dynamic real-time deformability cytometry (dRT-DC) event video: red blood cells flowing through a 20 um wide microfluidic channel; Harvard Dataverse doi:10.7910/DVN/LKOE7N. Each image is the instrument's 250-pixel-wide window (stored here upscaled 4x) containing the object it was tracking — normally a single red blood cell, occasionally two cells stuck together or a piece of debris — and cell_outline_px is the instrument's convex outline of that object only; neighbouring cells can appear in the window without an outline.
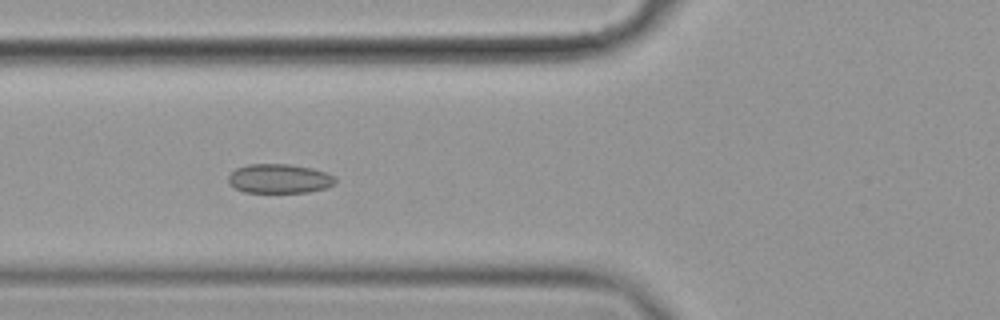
{"species": "common noctule bat (a hibernating species)", "species_latin": "Nyctalus noctula", "temperature_condition": "cold", "stored_images_in_passage": 5, "camera_frame_rate_fps": 3000, "um_per_image_px": 0.085, "animal": {"sex": "female", "body_mass_g": 19.9}, "frame": {"image": 1, "passage_image": 4, "time_ms": 1.0, "image_size_px": [1000, 320], "cell_outline_px": [[336, 180], [332, 184], [324, 188], [308, 192], [244, 192], [228, 184], [228, 176], [236, 168], [248, 164], [288, 164], [312, 168], [328, 172], [336, 176]], "centroid_in_image_um": [23.74, 15.17], "position_along_channel_um": 102.1, "area_um2": 18.26}}
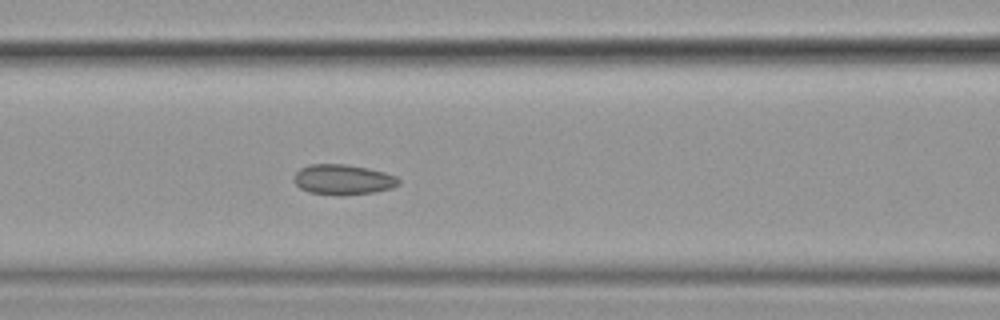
{"frame": {"image": 2, "passage_image": 5, "time_ms": 1.333, "image_size_px": [1000, 320], "cell_outline_px": [[400, 184], [392, 188], [372, 192], [344, 196], [308, 192], [300, 188], [296, 184], [292, 176], [300, 168], [312, 164], [344, 164], [368, 168], [384, 172], [396, 176], [400, 180]], "centroid_in_image_um": [29.15, 15.27], "position_along_channel_um": 137.5, "area_um2": 18.55}}